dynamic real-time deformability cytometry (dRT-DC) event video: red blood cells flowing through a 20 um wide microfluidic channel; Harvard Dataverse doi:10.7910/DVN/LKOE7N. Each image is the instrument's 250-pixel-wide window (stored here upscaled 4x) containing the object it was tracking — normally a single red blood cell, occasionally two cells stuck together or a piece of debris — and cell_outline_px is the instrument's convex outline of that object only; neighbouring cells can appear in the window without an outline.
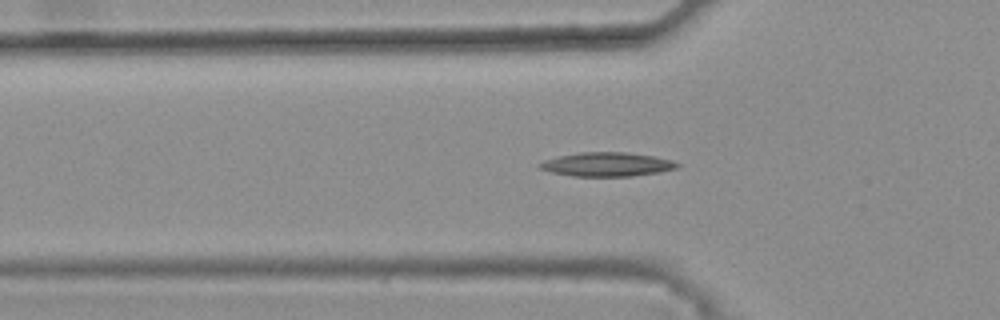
{"species": "common noctule bat (a hibernating species)", "species_latin": "Nyctalus noctula", "temperature_condition": "warm", "stored_images_in_passage": 42, "camera_frame_rate_fps": 3000, "um_per_image_px": 0.085, "animal": {"sex": "female", "body_mass_g": 25.1}, "frame": {"image": 1, "passage_image": 13, "time_ms": 4.0, "image_size_px": [1000, 320], "cell_outline_px": [[680, 164], [676, 168], [660, 172], [632, 176], [572, 176], [552, 172], [540, 168], [536, 164], [544, 160], [560, 156], [580, 152], [628, 152], [652, 156], [672, 160]], "centroid_in_image_um": [51.58, 13.97], "position_along_channel_um": 74.2, "area_um2": 19.13}}
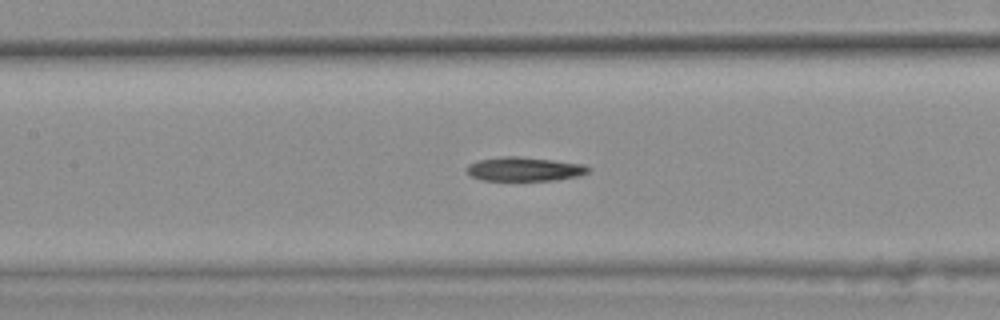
{"frame": {"image": 2, "passage_image": 20, "time_ms": 6.333, "image_size_px": [1000, 320], "cell_outline_px": [[592, 168], [588, 172], [580, 176], [552, 180], [484, 180], [472, 176], [468, 172], [468, 164], [476, 160], [504, 156], [520, 156], [584, 164]], "centroid_in_image_um": [44.6, 14.36], "position_along_channel_um": 162.8, "area_um2": 16.94}}
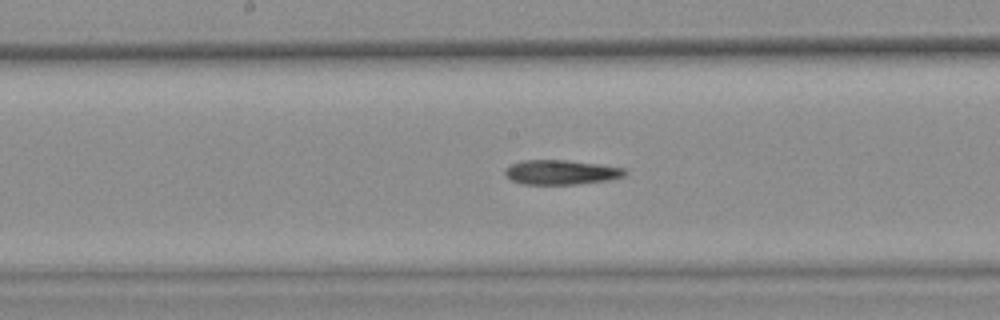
{"frame": {"image": 3, "passage_image": 23, "time_ms": 7.333, "image_size_px": [1000, 320], "cell_outline_px": [[628, 172], [624, 176], [608, 180], [576, 184], [520, 184], [504, 176], [504, 168], [520, 160], [568, 160], [600, 164], [624, 168]], "centroid_in_image_um": [47.66, 14.64], "position_along_channel_um": 200.5, "area_um2": 17.34}}